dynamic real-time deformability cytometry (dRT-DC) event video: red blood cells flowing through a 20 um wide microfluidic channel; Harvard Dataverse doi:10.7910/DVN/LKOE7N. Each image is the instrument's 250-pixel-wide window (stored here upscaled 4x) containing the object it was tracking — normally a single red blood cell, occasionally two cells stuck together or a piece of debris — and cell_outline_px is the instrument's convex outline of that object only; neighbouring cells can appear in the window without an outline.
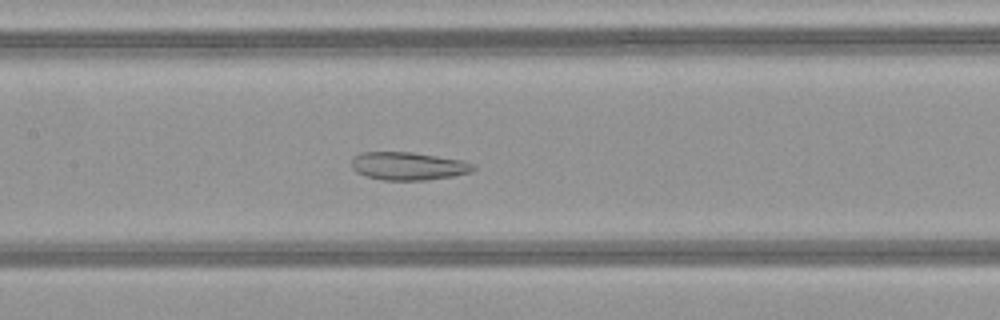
{"species": "common noctule bat (a hibernating species)", "species_latin": "Nyctalus noctula", "temperature_condition": "warm", "stored_images_in_passage": 49, "camera_frame_rate_fps": 3000, "um_per_image_px": 0.085, "animal": {"sex": "female", "body_mass_g": 21.9}, "frame": {"image": 1, "passage_image": 23, "time_ms": 7.333, "image_size_px": [1000, 320], "cell_outline_px": [[476, 168], [472, 172], [452, 176], [428, 180], [384, 180], [368, 176], [356, 172], [352, 168], [352, 156], [360, 152], [412, 152], [464, 160], [476, 164]], "centroid_in_image_um": [34.74, 14.1], "position_along_channel_um": 172.7, "area_um2": 20.06}}
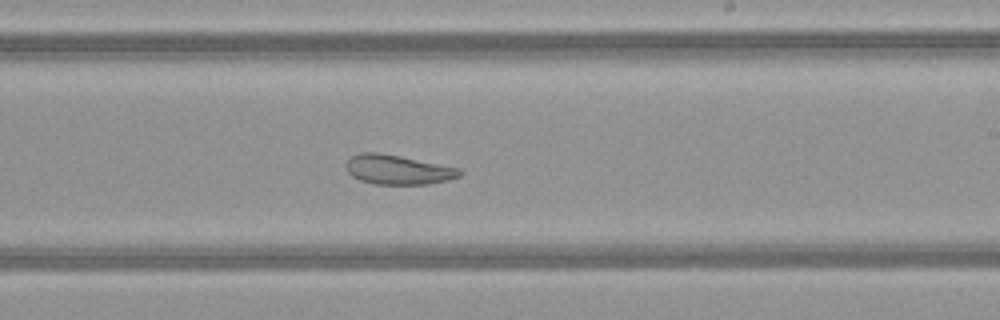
{"frame": {"image": 2, "passage_image": 29, "time_ms": 9.333, "image_size_px": [1000, 320], "cell_outline_px": [[464, 172], [460, 176], [448, 180], [428, 184], [376, 184], [360, 180], [352, 176], [348, 172], [344, 164], [352, 156], [360, 152], [376, 152], [400, 156], [460, 168]], "centroid_in_image_um": [33.82, 14.42], "position_along_channel_um": 255.2, "area_um2": 19.54}}
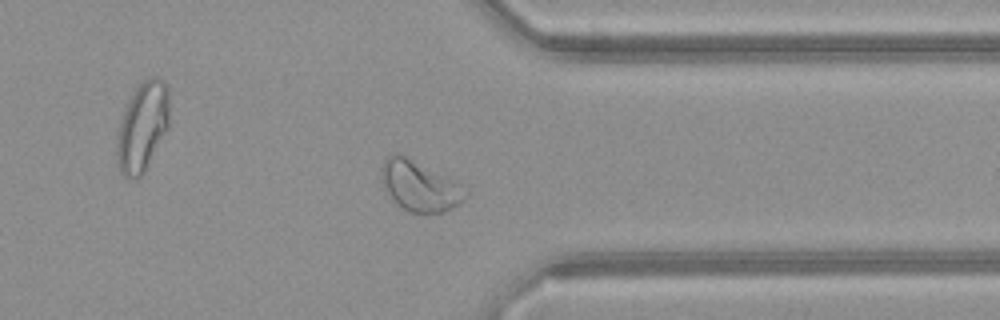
{"frame": {"image": 3, "passage_image": 38, "time_ms": 12.333, "image_size_px": [1000, 320], "cell_outline_px": [[468, 196], [460, 204], [444, 212], [408, 212], [396, 204], [384, 188], [380, 176], [384, 160], [392, 152], [400, 152], [468, 188]], "centroid_in_image_um": [35.67, 15.79], "position_along_channel_um": 375.7, "area_um2": 24.85}, "authors_computed_cell_mechanics": {"area_um2": 27.8018, "velocity_mm_per_s": 4.1415, "shape_relaxation_time_tau1_ms": null, "shape_relaxation_time_tau2_ms": 2.2903, "deformation_change_tau1": null, "deformation_change_tau2": 0.0909}}